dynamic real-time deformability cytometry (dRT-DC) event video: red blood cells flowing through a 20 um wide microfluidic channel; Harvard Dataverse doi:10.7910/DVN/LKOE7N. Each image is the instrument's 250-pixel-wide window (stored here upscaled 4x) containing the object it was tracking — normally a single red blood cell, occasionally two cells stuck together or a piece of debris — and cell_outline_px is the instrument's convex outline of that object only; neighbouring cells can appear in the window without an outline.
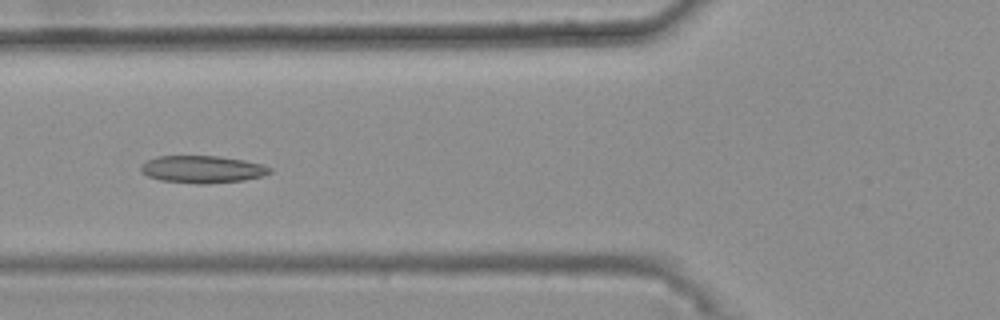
{"species": "common noctule bat (a hibernating species)", "species_latin": "Nyctalus noctula", "temperature_condition": "warm", "stored_images_in_passage": 41, "camera_frame_rate_fps": 3000, "um_per_image_px": 0.085, "animal": {"sex": "female", "body_mass_g": 25.1}, "frame": {"image": 1, "passage_image": 19, "time_ms": 6.0, "image_size_px": [1000, 320], "cell_outline_px": [[272, 172], [260, 176], [244, 180], [204, 184], [196, 184], [160, 180], [148, 176], [140, 172], [140, 164], [144, 160], [156, 156], [220, 156], [244, 160], [264, 164], [272, 168]], "centroid_in_image_um": [17.16, 14.38], "position_along_channel_um": 108.6, "area_um2": 20.81}}
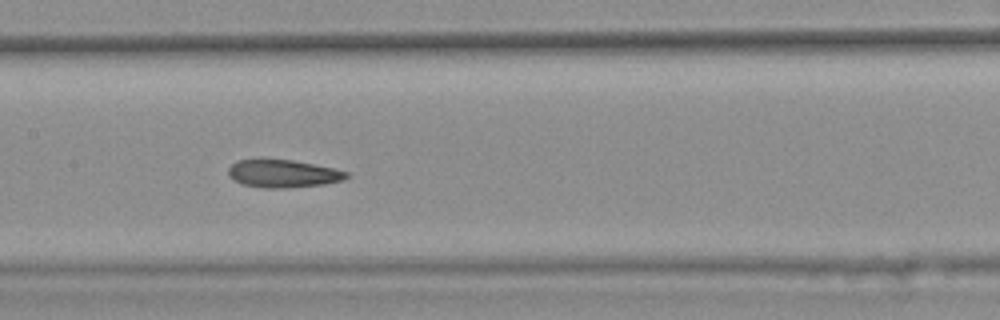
{"frame": {"image": 2, "passage_image": 25, "time_ms": 8.0, "image_size_px": [1000, 320], "cell_outline_px": [[348, 176], [344, 180], [324, 184], [284, 188], [264, 188], [244, 184], [228, 176], [228, 168], [236, 160], [292, 160], [332, 168], [348, 172]], "centroid_in_image_um": [24.06, 14.76], "position_along_channel_um": 183.3, "area_um2": 18.79}}
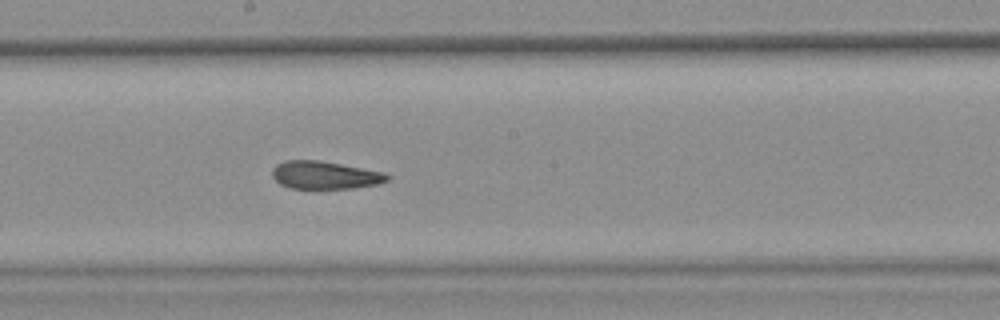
{"frame": {"image": 3, "passage_image": 28, "time_ms": 9.0, "image_size_px": [1000, 320], "cell_outline_px": [[392, 176], [388, 180], [380, 184], [352, 188], [288, 188], [280, 184], [272, 176], [272, 168], [276, 164], [284, 160], [320, 160], [384, 172]], "centroid_in_image_um": [27.62, 14.88], "position_along_channel_um": 220.6, "area_um2": 18.79}, "authors_computed_cell_mechanics": {"area_um2": 20.0566, "velocity_mm_per_s": 3.7352, "shape_relaxation_time_tau1_ms": null, "shape_relaxation_time_tau2_ms": 2.5124, "deformation_change_tau1": null, "deformation_change_tau2": 0.0808}}